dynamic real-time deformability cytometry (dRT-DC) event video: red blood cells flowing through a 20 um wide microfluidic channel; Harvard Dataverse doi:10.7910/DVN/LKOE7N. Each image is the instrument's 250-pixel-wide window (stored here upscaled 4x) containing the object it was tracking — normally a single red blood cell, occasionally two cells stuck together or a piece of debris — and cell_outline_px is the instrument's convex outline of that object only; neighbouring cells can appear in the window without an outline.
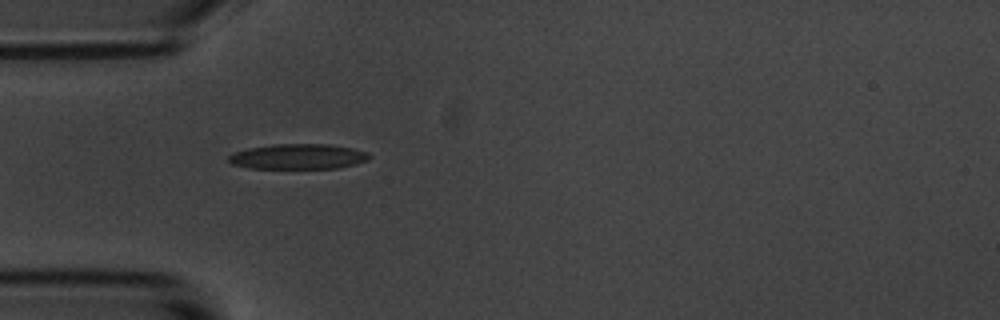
{"species": "common noctule bat (a hibernating species)", "species_latin": "Nyctalus noctula", "temperature_condition": "room temperature", "stored_images_in_passage": 2, "camera_frame_rate_fps": 3000, "um_per_image_px": 0.085, "animal": {"sex": "male", "body_mass_g": 20.1, "forearm_length_mm": 53.5}, "frame": {"image": 1, "passage_image": 1, "time_ms": 0.0, "image_size_px": [1000, 320], "cell_outline_px": [[372, 156], [368, 160], [356, 164], [340, 168], [248, 168], [228, 164], [228, 156], [236, 152], [248, 148], [272, 144], [324, 144], [352, 148], [368, 152]], "centroid_in_image_um": [25.34, 13.31], "position_along_channel_um": 59.7, "area_um2": 20.81}}